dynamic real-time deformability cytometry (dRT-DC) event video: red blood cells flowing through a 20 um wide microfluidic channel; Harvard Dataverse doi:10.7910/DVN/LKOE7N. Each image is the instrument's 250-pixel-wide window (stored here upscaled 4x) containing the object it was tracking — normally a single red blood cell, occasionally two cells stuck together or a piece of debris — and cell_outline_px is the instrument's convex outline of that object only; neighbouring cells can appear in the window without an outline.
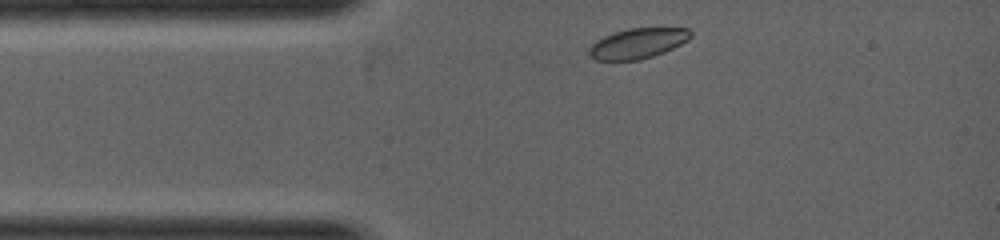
{"species": "common noctule bat (a hibernating species)", "species_latin": "Nyctalus noctula", "temperature_condition": "warm", "stored_images_in_passage": 1, "camera_frame_rate_fps": 5000, "um_per_image_px": 0.085, "animal": {"sex": "female", "body_mass_g": 19.0, "forearm_length_mm": 53.3}, "frame": {"image": 1, "passage_image": 1, "time_ms": 0.0, "image_size_px": [1000, 240], "cell_outline_px": [[692, 36], [688, 40], [664, 52], [640, 60], [596, 60], [588, 56], [588, 48], [596, 40], [604, 36], [628, 28], [688, 28], [692, 32]], "centroid_in_image_um": [54.19, 3.69], "position_along_channel_um": 30.8, "area_um2": 17.92}}